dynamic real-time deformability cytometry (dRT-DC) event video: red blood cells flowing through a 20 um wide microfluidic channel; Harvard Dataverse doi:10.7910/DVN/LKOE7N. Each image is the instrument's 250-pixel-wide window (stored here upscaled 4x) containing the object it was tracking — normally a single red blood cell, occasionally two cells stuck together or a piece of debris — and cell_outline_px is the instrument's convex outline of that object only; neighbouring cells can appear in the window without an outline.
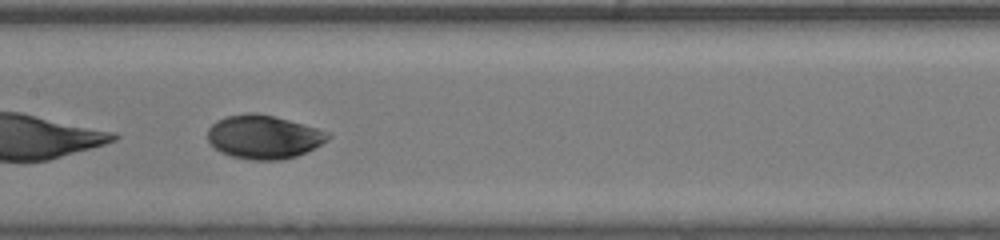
{"species": "human", "species_latin": "Homo sapiens", "temperature_condition": "room temperature", "stored_images_in_passage": 44, "segment_of_instrument_passage": [2, 2], "camera_frame_rate_fps": 3000, "um_per_image_px": 0.085, "donor": {"sex": "male"}, "frame": {"image": 1, "passage_image": 22, "time_ms": 7.0, "image_size_px": [1000, 240], "cell_outline_px": [[332, 136], [328, 140], [296, 156], [284, 160], [252, 160], [232, 156], [220, 152], [208, 140], [208, 128], [216, 120], [228, 116], [248, 112], [256, 112], [288, 120], [316, 128], [328, 132]], "centroid_in_image_um": [22.39, 11.64], "position_along_channel_um": 185.0, "area_um2": 30.35}}
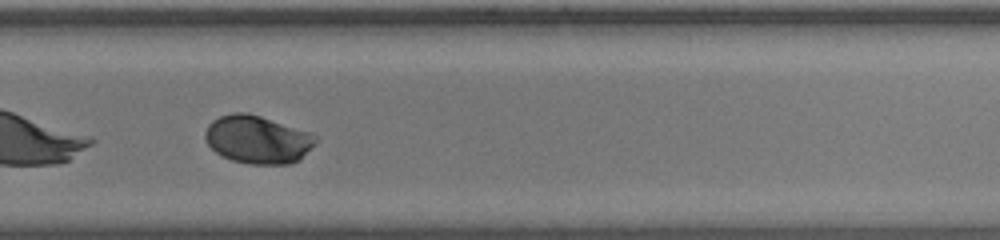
{"frame": {"image": 2, "passage_image": 31, "time_ms": 10.0, "image_size_px": [1000, 240], "cell_outline_px": [[316, 140], [300, 160], [292, 164], [248, 164], [232, 160], [216, 152], [208, 144], [204, 136], [204, 132], [208, 124], [212, 120], [220, 116], [232, 112], [248, 112], [312, 132], [316, 136]], "centroid_in_image_um": [21.89, 11.84], "position_along_channel_um": 307.9, "area_um2": 31.04}}
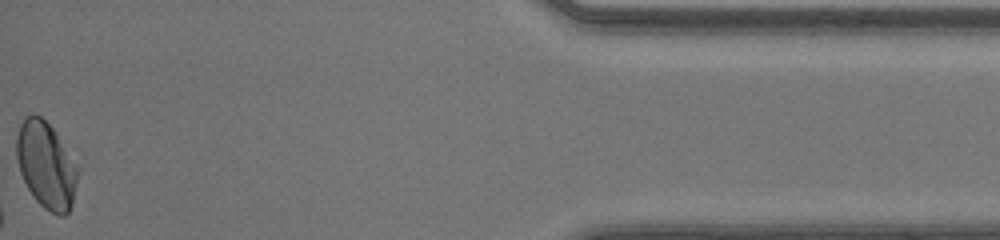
{"frame": {"image": 3, "passage_image": 44, "time_ms": 14.333, "image_size_px": [1000, 240], "cell_outline_px": [[80, 168], [72, 204], [68, 212], [64, 216], [60, 216], [44, 208], [36, 200], [28, 188], [20, 172], [16, 160], [16, 136], [20, 124], [32, 112], [40, 116], [56, 132], [80, 164]], "centroid_in_image_um": [3.96, 14.02], "position_along_channel_um": 431.2, "area_um2": 31.33}}